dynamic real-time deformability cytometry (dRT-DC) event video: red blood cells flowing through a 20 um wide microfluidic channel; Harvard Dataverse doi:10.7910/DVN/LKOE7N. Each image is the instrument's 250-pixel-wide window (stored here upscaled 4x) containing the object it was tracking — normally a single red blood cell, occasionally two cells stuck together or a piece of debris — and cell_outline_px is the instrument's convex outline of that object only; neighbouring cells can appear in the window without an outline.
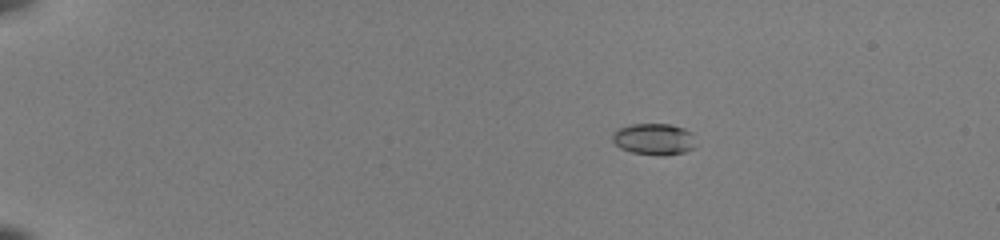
{"species": "common noctule bat (a hibernating species)", "species_latin": "Nyctalus noctula", "temperature_condition": "room temperature", "stored_images_in_passage": 54, "camera_frame_rate_fps": 3000, "um_per_image_px": 0.085, "animal": {"sex": "female", "body_mass_g": 22.0, "forearm_length_mm": 56.7}, "frame": {"image": 1, "passage_image": 11, "time_ms": 3.333, "image_size_px": [1000, 240], "cell_outline_px": [[696, 148], [684, 152], [664, 156], [656, 156], [632, 152], [620, 148], [612, 140], [612, 132], [616, 128], [628, 124], [668, 124], [684, 128], [692, 132]], "centroid_in_image_um": [55.57, 11.83], "position_along_channel_um": 29.4, "area_um2": 15.66}}
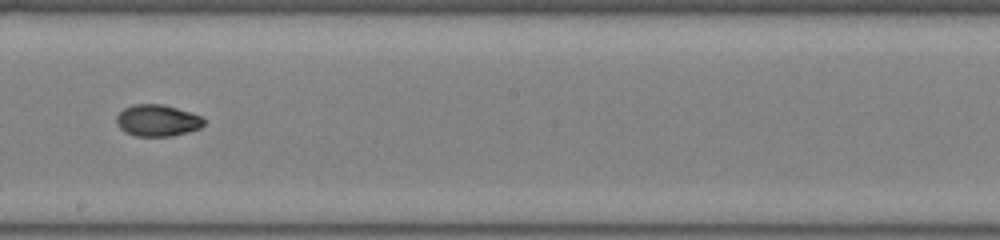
{"frame": {"image": 2, "passage_image": 34, "time_ms": 11.0, "image_size_px": [1000, 240], "cell_outline_px": [[204, 124], [200, 128], [172, 136], [136, 136], [124, 132], [116, 124], [116, 116], [124, 108], [132, 104], [164, 104], [192, 112], [200, 116], [204, 120]], "centroid_in_image_um": [13.36, 10.23], "position_along_channel_um": 234.8, "area_um2": 16.24}}
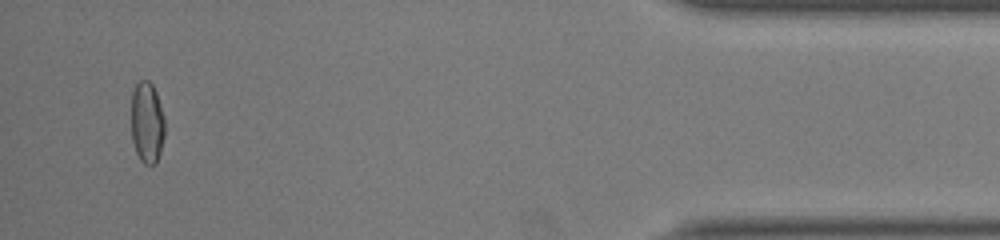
{"frame": {"image": 3, "passage_image": 52, "time_ms": 17.0, "image_size_px": [1000, 240], "cell_outline_px": [[164, 136], [160, 152], [156, 164], [144, 164], [140, 160], [136, 152], [132, 140], [132, 92], [136, 84], [140, 80], [148, 80], [152, 84], [156, 92], [164, 116]], "centroid_in_image_um": [12.5, 10.42], "position_along_channel_um": 422.7, "area_um2": 15.9}, "authors_computed_cell_mechanics": {"area_um2": 15.895, "velocity_mm_per_s": 4.0181, "shape_relaxation_time_tau1_ms": 8.2462, "shape_relaxation_time_tau2_ms": 1.1752, "deformation_change_tau1": 0.221, "deformation_change_tau2": 0.0427}}